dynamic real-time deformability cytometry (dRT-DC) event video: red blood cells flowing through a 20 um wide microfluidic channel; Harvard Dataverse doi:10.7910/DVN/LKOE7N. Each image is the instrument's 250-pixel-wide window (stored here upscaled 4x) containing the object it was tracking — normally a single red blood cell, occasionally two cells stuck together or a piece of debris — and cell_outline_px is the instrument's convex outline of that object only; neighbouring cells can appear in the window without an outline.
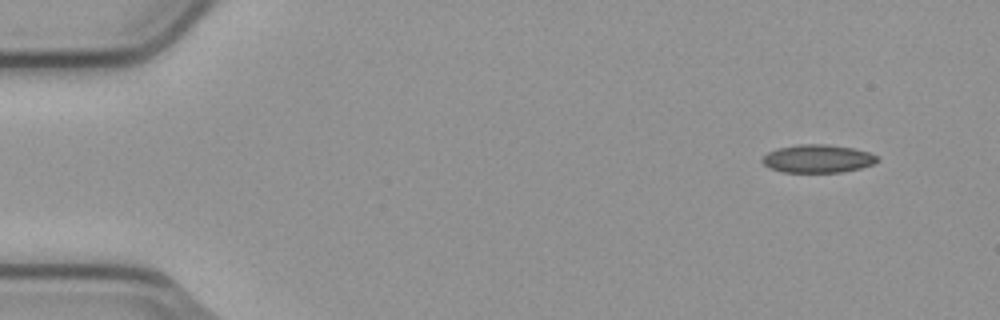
{"species": "common noctule bat (a hibernating species)", "species_latin": "Nyctalus noctula", "temperature_condition": "cold", "stored_images_in_passage": 4, "camera_frame_rate_fps": 3000, "um_per_image_px": 0.085, "animal": {"sex": "male", "body_mass_g": 23.1, "forearm_length_mm": 52.7}, "frame": {"image": 1, "passage_image": 1, "time_ms": 0.0, "image_size_px": [1000, 320], "cell_outline_px": [[880, 160], [872, 164], [860, 168], [840, 172], [780, 172], [768, 168], [760, 160], [768, 152], [776, 148], [800, 144], [828, 144], [856, 148], [880, 156]], "centroid_in_image_um": [69.51, 13.48], "position_along_channel_um": 15.5, "area_um2": 19.07}}
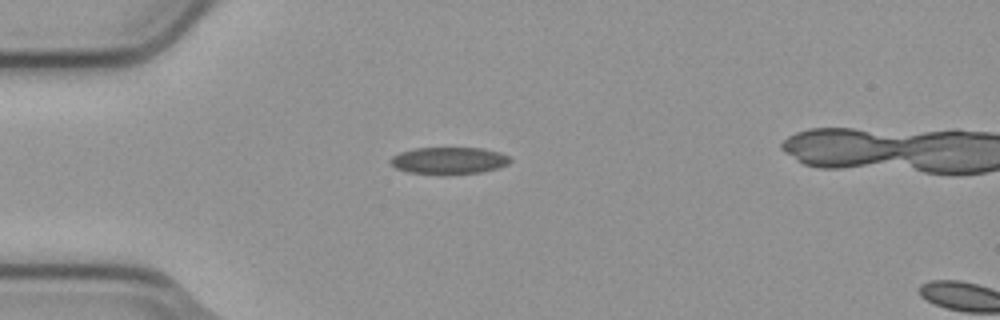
{"frame": {"image": 2, "passage_image": 3, "time_ms": 0.667, "image_size_px": [1000, 320], "cell_outline_px": [[512, 160], [508, 164], [496, 168], [480, 172], [448, 176], [440, 176], [408, 172], [396, 168], [388, 164], [388, 160], [392, 156], [400, 152], [416, 148], [484, 148], [500, 152], [508, 156]], "centroid_in_image_um": [38.11, 13.67], "position_along_channel_um": 46.9, "area_um2": 19.36}}